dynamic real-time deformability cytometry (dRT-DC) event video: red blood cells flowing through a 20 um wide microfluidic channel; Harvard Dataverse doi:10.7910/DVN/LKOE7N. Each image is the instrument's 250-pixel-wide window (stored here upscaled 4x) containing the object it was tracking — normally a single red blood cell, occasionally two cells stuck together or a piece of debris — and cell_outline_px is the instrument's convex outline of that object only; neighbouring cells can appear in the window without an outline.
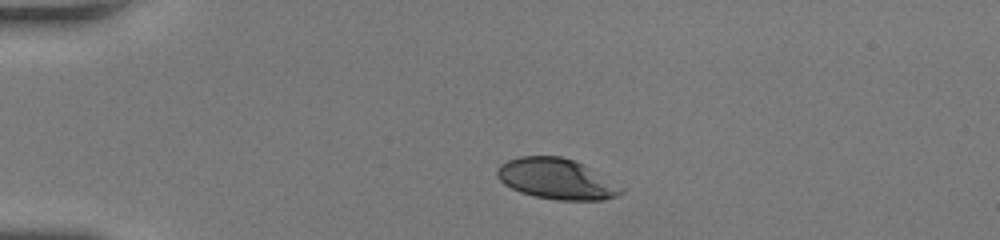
{"species": "human", "species_latin": "Homo sapiens", "temperature_condition": "room temperature", "stored_images_in_passage": 36, "camera_frame_rate_fps": 3000, "um_per_image_px": 0.085, "donor": {"sex": "female"}, "frame": {"image": 1, "passage_image": 1, "time_ms": 0.0, "image_size_px": [1000, 240], "cell_outline_px": [[624, 192], [616, 196], [604, 200], [556, 200], [536, 196], [520, 192], [504, 184], [496, 176], [496, 168], [500, 164], [508, 160], [520, 156], [560, 156], [576, 160], [584, 164], [624, 188]], "centroid_in_image_um": [47.29, 15.2], "position_along_channel_um": 37.7, "area_um2": 29.48}}
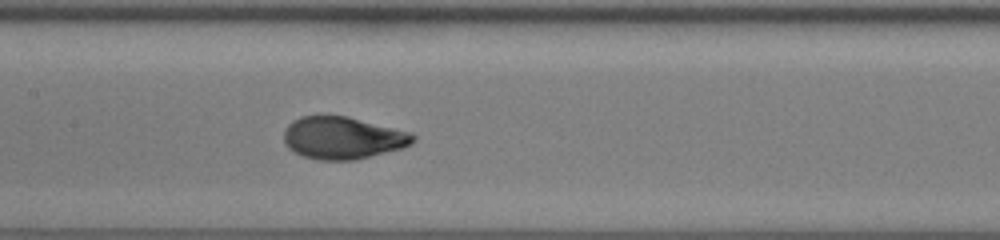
{"frame": {"image": 2, "passage_image": 16, "time_ms": 5.0, "image_size_px": [1000, 240], "cell_outline_px": [[416, 140], [412, 144], [400, 148], [352, 160], [320, 160], [304, 156], [288, 148], [284, 144], [284, 128], [292, 120], [300, 116], [348, 116], [412, 132], [416, 136]], "centroid_in_image_um": [29.12, 11.7], "position_along_channel_um": 178.3, "area_um2": 31.79}}
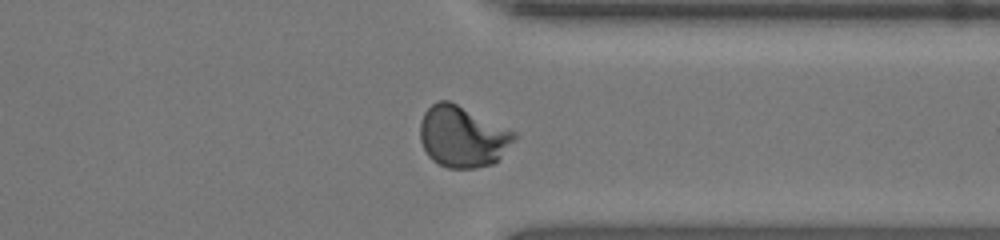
{"frame": {"image": 3, "passage_image": 31, "time_ms": 10.0, "image_size_px": [1000, 240], "cell_outline_px": [[520, 136], [492, 164], [476, 168], [448, 168], [432, 160], [428, 156], [420, 140], [420, 120], [424, 112], [436, 100], [448, 100], [516, 132]], "centroid_in_image_um": [39.31, 11.61], "position_along_channel_um": 372.1, "area_um2": 33.52}}